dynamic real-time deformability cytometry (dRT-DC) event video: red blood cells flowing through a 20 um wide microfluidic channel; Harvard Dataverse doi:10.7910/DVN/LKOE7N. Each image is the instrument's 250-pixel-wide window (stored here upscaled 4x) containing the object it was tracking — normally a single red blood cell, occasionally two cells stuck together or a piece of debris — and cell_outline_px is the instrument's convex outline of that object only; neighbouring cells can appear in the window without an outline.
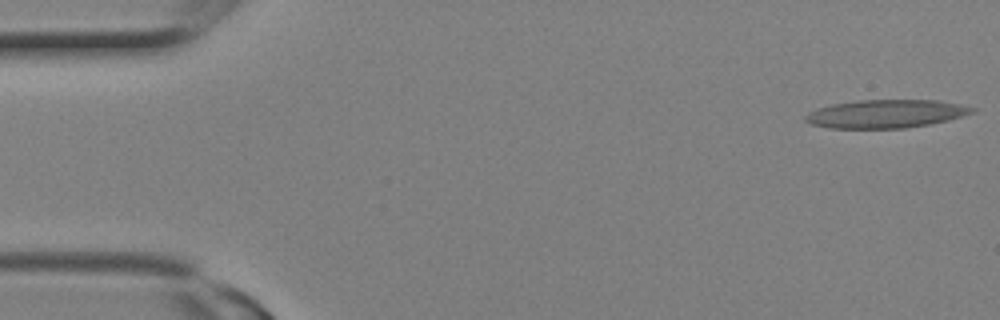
{"species": "Egyptian fruit bat (a non-hibernating species)", "species_latin": "Rousettus aegyptiacus", "temperature_condition": "room temperature", "stored_images_in_passage": 9, "camera_frame_rate_fps": 3000, "um_per_image_px": 0.085, "animal": {"sex": "female"}, "frame": {"image": 1, "passage_image": 1, "time_ms": 0.0, "image_size_px": [1000, 320], "cell_outline_px": [[976, 112], [948, 120], [928, 124], [904, 128], [828, 128], [812, 124], [804, 120], [804, 116], [808, 112], [816, 108], [832, 104], [860, 100], [940, 100], [960, 104], [976, 108]], "centroid_in_image_um": [75.3, 9.67], "position_along_channel_um": 9.7, "area_um2": 27.51}}
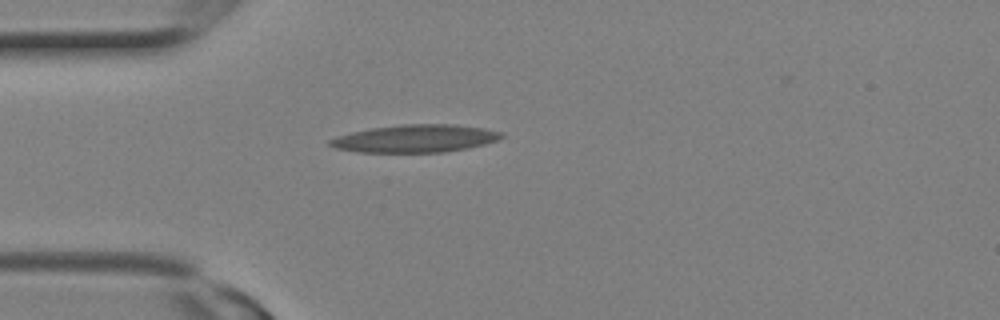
{"frame": {"image": 2, "passage_image": 7, "time_ms": 2.0, "image_size_px": [1000, 320], "cell_outline_px": [[504, 136], [496, 140], [484, 144], [468, 148], [444, 152], [360, 152], [336, 148], [328, 144], [328, 140], [336, 136], [352, 132], [372, 128], [400, 124], [456, 124], [484, 128], [504, 132]], "centroid_in_image_um": [35.32, 11.77], "position_along_channel_um": 49.7, "area_um2": 27.69}}
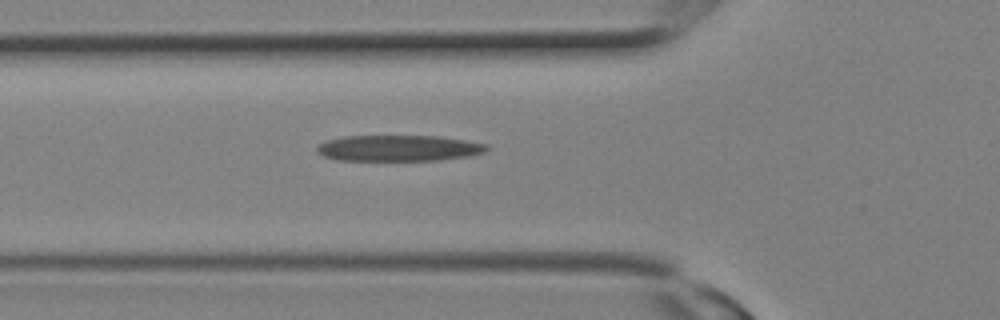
{"frame": {"image": 3, "passage_image": 9, "time_ms": 2.667, "image_size_px": [1000, 320], "cell_outline_px": [[488, 148], [484, 152], [472, 156], [440, 160], [336, 160], [324, 156], [316, 152], [316, 144], [324, 140], [344, 136], [436, 136], [464, 140], [488, 144]], "centroid_in_image_um": [33.84, 12.59], "position_along_channel_um": 92.0, "area_um2": 25.95}}